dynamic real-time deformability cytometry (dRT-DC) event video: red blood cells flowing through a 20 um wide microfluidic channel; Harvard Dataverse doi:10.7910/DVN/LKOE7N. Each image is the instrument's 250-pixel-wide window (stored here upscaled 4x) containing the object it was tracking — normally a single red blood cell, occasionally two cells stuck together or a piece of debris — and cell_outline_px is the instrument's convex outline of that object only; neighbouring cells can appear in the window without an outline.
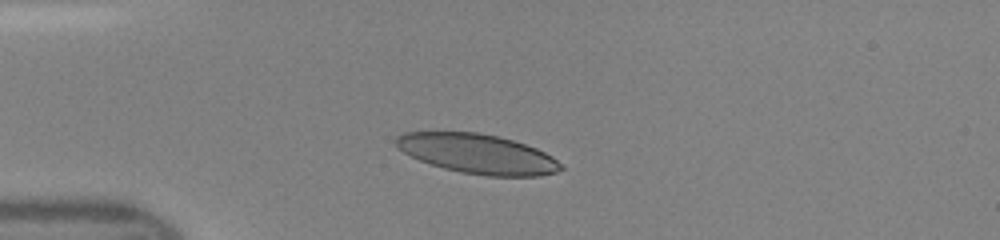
{"species": "human", "species_latin": "Homo sapiens", "temperature_condition": "room temperature", "stored_images_in_passage": 28, "camera_frame_rate_fps": 3000, "um_per_image_px": 0.085, "donor": {"sex": "female"}, "frame": {"image": 1, "passage_image": 1, "time_ms": 0.0, "image_size_px": [1000, 240], "cell_outline_px": [[564, 168], [556, 172], [540, 176], [488, 176], [460, 172], [444, 168], [420, 160], [404, 152], [396, 144], [396, 136], [404, 132], [476, 132], [500, 136], [536, 148], [552, 156], [564, 164]], "centroid_in_image_um": [40.64, 13.07], "position_along_channel_um": 44.4, "area_um2": 37.92}}
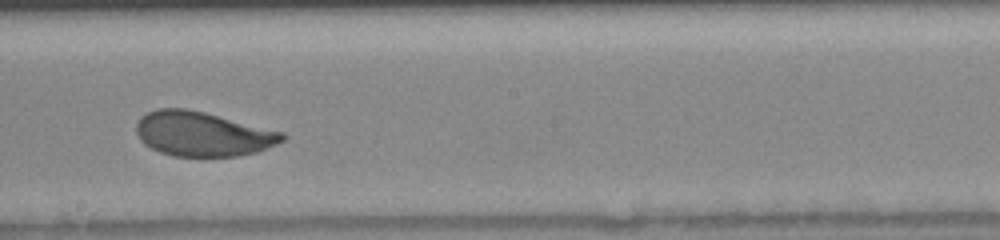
{"frame": {"image": 2, "passage_image": 16, "time_ms": 5.0, "image_size_px": [1000, 240], "cell_outline_px": [[288, 136], [284, 140], [276, 144], [256, 152], [236, 156], [204, 160], [172, 156], [160, 152], [144, 144], [140, 140], [136, 132], [136, 124], [140, 116], [156, 108], [188, 108], [284, 132]], "centroid_in_image_um": [17.21, 11.42], "position_along_channel_um": 231.0, "area_um2": 38.9}}
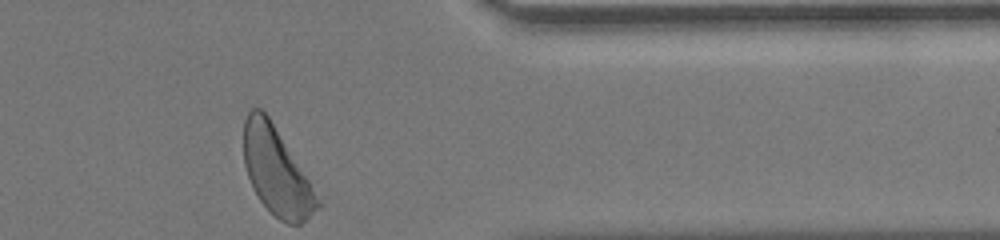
{"frame": {"image": 3, "passage_image": 28, "time_ms": 9.0, "image_size_px": [1000, 240], "cell_outline_px": [[324, 204], [320, 208], [300, 224], [288, 224], [280, 220], [260, 200], [252, 188], [244, 164], [244, 120], [248, 112], [252, 108], [260, 108], [268, 116]], "centroid_in_image_um": [23.51, 14.59], "position_along_channel_um": 387.9, "area_um2": 37.17}}